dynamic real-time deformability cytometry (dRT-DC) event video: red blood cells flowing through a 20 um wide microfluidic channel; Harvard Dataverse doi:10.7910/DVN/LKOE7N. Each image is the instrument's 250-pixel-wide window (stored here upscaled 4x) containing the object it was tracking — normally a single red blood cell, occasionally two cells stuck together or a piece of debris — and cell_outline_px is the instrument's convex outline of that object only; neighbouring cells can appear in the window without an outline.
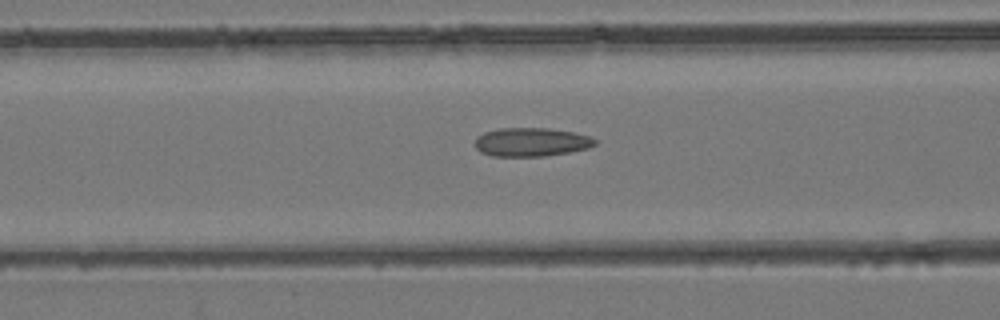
{"species": "common noctule bat (a hibernating species)", "species_latin": "Nyctalus noctula", "temperature_condition": "room temperature", "stored_images_in_passage": 44, "camera_frame_rate_fps": 3000, "um_per_image_px": 0.085, "animal": {"sex": "female", "body_mass_g": 24.6, "forearm_length_mm": 56.2}, "frame": {"image": 1, "passage_image": 18, "time_ms": 5.667, "image_size_px": [1000, 320], "cell_outline_px": [[596, 144], [588, 148], [568, 152], [544, 156], [492, 156], [480, 152], [472, 144], [476, 136], [484, 132], [500, 128], [548, 128], [572, 132], [588, 136], [596, 140]], "centroid_in_image_um": [45.08, 12.07], "position_along_channel_um": 121.5, "area_um2": 20.11}}
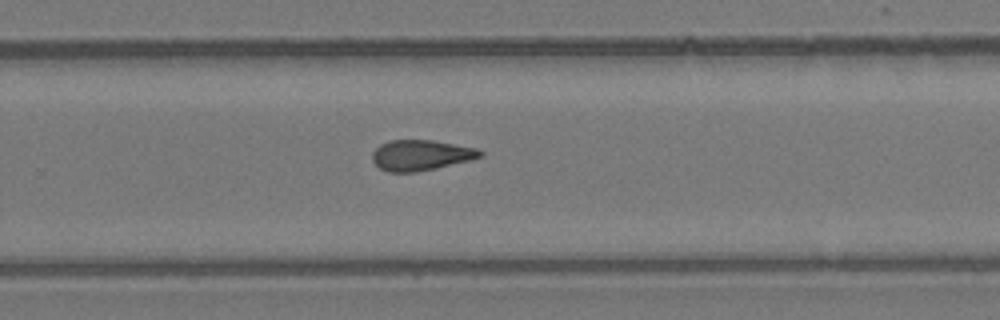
{"frame": {"image": 2, "passage_image": 29, "time_ms": 9.333, "image_size_px": [1000, 320], "cell_outline_px": [[484, 156], [472, 160], [436, 168], [416, 172], [388, 172], [380, 168], [372, 160], [372, 152], [380, 144], [388, 140], [432, 140], [476, 148], [484, 152]], "centroid_in_image_um": [35.78, 13.19], "position_along_channel_um": 294.0, "area_um2": 19.31}}
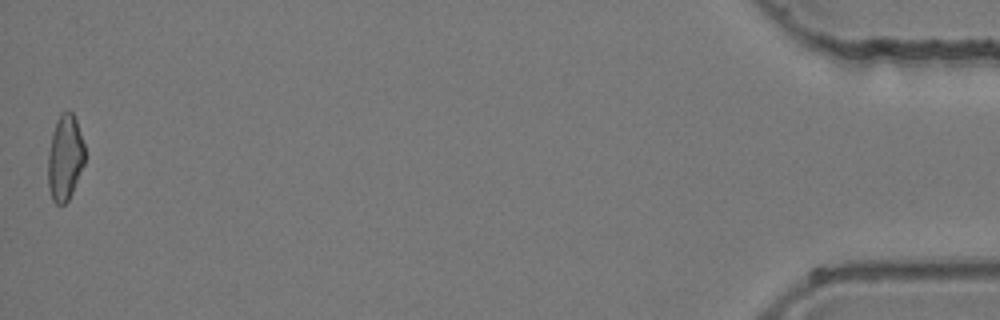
{"frame": {"image": 3, "passage_image": 44, "time_ms": 14.333, "image_size_px": [1000, 320], "cell_outline_px": [[84, 164], [72, 192], [68, 200], [64, 204], [56, 204], [52, 200], [48, 188], [48, 152], [52, 132], [56, 120], [60, 112], [72, 112], [76, 120], [84, 144]], "centroid_in_image_um": [5.5, 13.4], "position_along_channel_um": 429.7, "area_um2": 18.38}}